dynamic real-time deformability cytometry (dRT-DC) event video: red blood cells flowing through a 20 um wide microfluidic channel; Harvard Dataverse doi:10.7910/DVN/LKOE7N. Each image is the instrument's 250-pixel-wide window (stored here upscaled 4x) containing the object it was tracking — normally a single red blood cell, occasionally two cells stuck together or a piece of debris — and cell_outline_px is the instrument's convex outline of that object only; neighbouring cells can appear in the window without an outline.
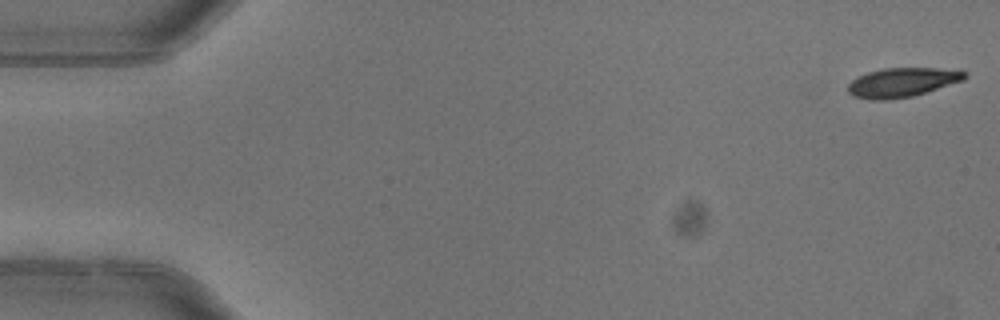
{"species": "common noctule bat (a hibernating species)", "species_latin": "Nyctalus noctula", "temperature_condition": "warm", "stored_images_in_passage": 6, "camera_frame_rate_fps": 3000, "um_per_image_px": 0.085, "animal": {"sex": "female"}, "frame": {"image": 1, "passage_image": 1, "time_ms": 0.0, "image_size_px": [1000, 320], "cell_outline_px": [[968, 76], [964, 80], [912, 96], [888, 100], [868, 100], [852, 96], [848, 92], [848, 84], [856, 76], [868, 72], [884, 68], [960, 68], [968, 72]], "centroid_in_image_um": [76.72, 6.99], "position_along_channel_um": 8.3, "area_um2": 20.29}}
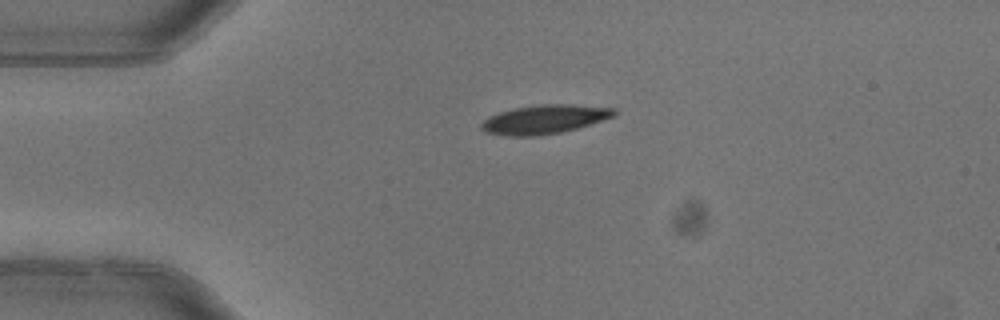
{"frame": {"image": 2, "passage_image": 4, "time_ms": 1.0, "image_size_px": [1000, 320], "cell_outline_px": [[616, 116], [576, 128], [560, 132], [536, 136], [508, 136], [484, 132], [480, 128], [480, 124], [488, 116], [500, 112], [516, 108], [540, 104], [572, 104], [616, 108]], "centroid_in_image_um": [46.27, 10.14], "position_along_channel_um": 38.7, "area_um2": 22.37}}